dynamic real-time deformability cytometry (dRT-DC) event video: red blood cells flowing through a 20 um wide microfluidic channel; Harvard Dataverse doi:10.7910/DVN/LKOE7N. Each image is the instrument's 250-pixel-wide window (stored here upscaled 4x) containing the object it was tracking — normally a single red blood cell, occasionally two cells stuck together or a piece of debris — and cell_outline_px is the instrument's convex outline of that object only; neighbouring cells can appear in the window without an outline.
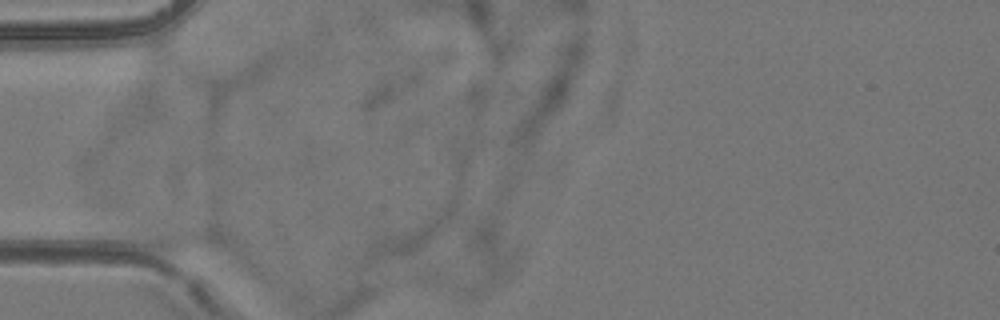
{"species": "common noctule bat (a hibernating species)", "species_latin": "Nyctalus noctula", "temperature_condition": "room temperature", "stored_images_in_passage": 3, "camera_frame_rate_fps": 3000, "um_per_image_px": 0.085, "animal": {"sex": "female", "body_mass_g": 24.6, "forearm_length_mm": 56.2}, "frame": {"image": 1, "passage_image": 1, "time_ms": 0.0, "image_size_px": [1000, 320], "cell_outline_px": [[224, 244], [216, 248], [168, 252], [144, 244], [140, 228], [208, 228], [216, 232], [224, 240]], "centroid_in_image_um": [15.41, 20.3], "position_along_channel_um": 69.6, "area_um2": 11.79}}